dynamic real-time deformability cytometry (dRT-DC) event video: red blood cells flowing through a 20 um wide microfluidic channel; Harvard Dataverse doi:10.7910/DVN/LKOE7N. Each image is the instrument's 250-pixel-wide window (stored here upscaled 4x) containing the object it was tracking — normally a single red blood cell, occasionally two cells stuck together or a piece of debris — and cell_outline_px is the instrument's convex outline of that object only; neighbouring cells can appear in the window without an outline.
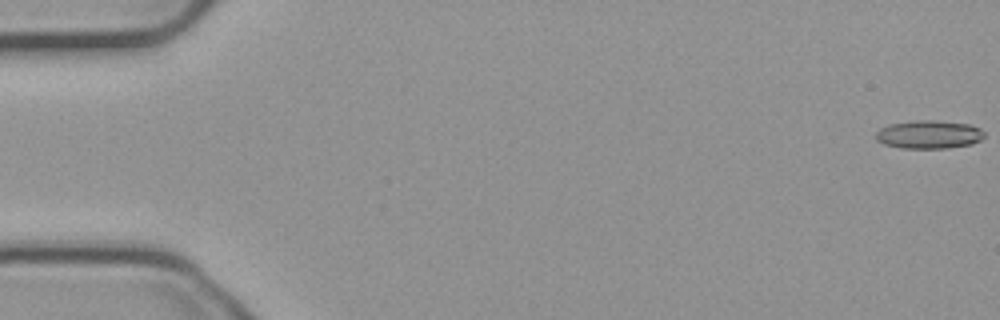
{"species": "common noctule bat (a hibernating species)", "species_latin": "Nyctalus noctula", "temperature_condition": "cold", "stored_images_in_passage": 55, "camera_frame_rate_fps": 3000, "um_per_image_px": 0.085, "animal": {"sex": "male", "body_mass_g": 23.1, "forearm_length_mm": 52.7}, "frame": {"image": 1, "passage_image": 1, "time_ms": 0.0, "image_size_px": [1000, 320], "cell_outline_px": [[984, 136], [980, 140], [972, 144], [948, 148], [900, 148], [884, 144], [876, 140], [876, 132], [880, 128], [888, 124], [916, 120], [932, 120], [968, 124], [980, 128], [984, 132]], "centroid_in_image_um": [78.94, 11.43], "position_along_channel_um": 6.1, "area_um2": 17.92}}
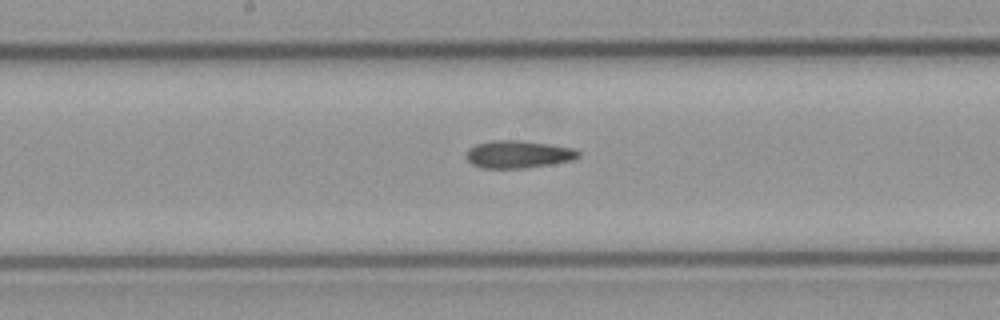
{"frame": {"image": 2, "passage_image": 29, "time_ms": 9.333, "image_size_px": [1000, 320], "cell_outline_px": [[580, 156], [572, 160], [524, 168], [484, 168], [472, 164], [464, 156], [468, 148], [476, 144], [492, 140], [520, 140], [548, 144], [572, 148], [580, 152]], "centroid_in_image_um": [44.0, 13.11], "position_along_channel_um": 204.2, "area_um2": 17.92}}
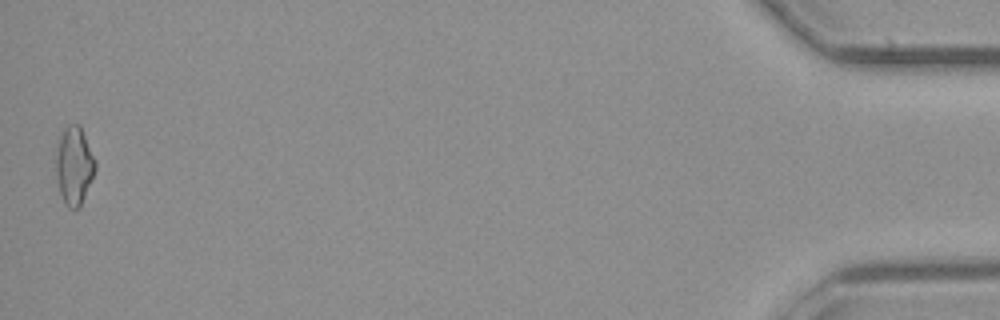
{"frame": {"image": 3, "passage_image": 55, "time_ms": 18.0, "image_size_px": [1000, 320], "cell_outline_px": [[96, 168], [80, 204], [76, 208], [68, 208], [64, 204], [60, 192], [56, 176], [56, 148], [60, 136], [64, 128], [68, 124], [80, 124], [96, 160]], "centroid_in_image_um": [6.29, 14.02], "position_along_channel_um": 428.9, "area_um2": 17.74}, "authors_computed_cell_mechanics": {"area_um2": 17.34, "velocity_mm_per_s": 3.7609, "shape_relaxation_time_tau1_ms": null, "shape_relaxation_time_tau2_ms": 8.8539, "deformation_change_tau1": null, "deformation_change_tau2": 0.2076}}